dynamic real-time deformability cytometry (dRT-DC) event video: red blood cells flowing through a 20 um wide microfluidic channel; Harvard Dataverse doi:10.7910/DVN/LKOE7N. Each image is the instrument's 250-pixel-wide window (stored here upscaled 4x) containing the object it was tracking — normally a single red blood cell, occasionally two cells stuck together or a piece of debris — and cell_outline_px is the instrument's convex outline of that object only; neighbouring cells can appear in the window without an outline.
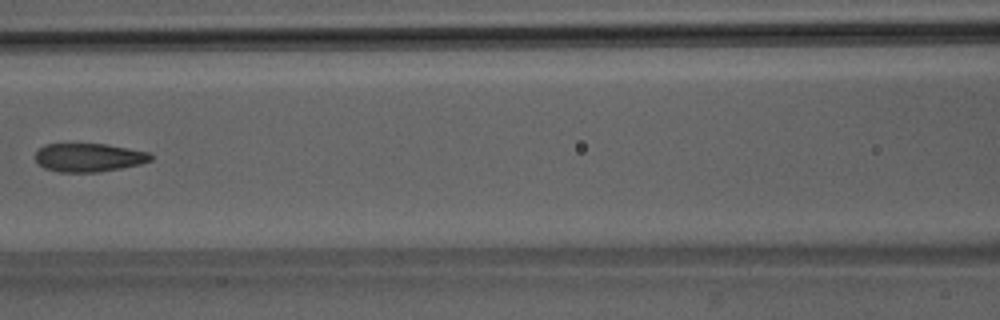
{"species": "Egyptian fruit bat (a non-hibernating species)", "species_latin": "Rousettus aegyptiacus", "temperature_condition": "room temperature", "stored_images_in_passage": 7, "camera_frame_rate_fps": 3000, "um_per_image_px": 0.085, "animal": {"sex": "male"}, "frame": {"image": 1, "passage_image": 7, "time_ms": 2.333, "image_size_px": [1000, 320], "cell_outline_px": [[152, 160], [140, 164], [120, 168], [96, 172], [60, 172], [44, 168], [36, 160], [36, 152], [44, 144], [104, 144], [152, 152]], "centroid_in_image_um": [7.57, 13.38], "position_along_channel_um": 159.0, "area_um2": 19.07}}